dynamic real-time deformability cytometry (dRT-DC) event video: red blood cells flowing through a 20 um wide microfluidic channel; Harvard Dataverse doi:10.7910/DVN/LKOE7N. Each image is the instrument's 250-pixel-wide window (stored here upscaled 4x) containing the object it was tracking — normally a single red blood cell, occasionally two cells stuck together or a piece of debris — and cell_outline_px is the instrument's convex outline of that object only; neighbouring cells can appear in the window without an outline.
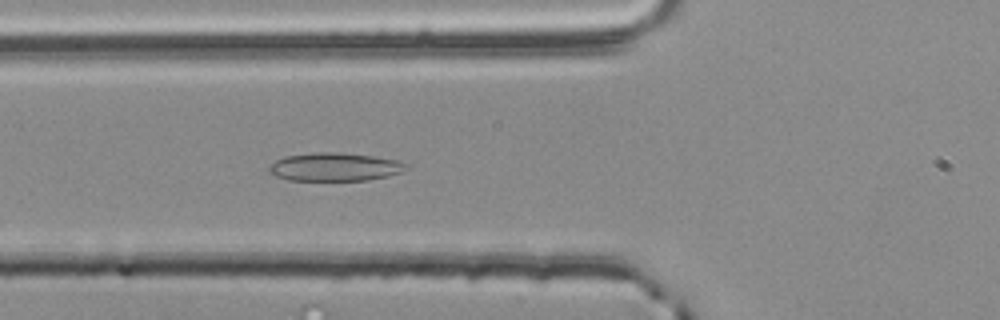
{"species": "common noctule bat (a hibernating species)", "species_latin": "Nyctalus noctula", "temperature_condition": "room temperature", "stored_images_in_passage": 48, "camera_frame_rate_fps": 3000, "um_per_image_px": 0.085, "animal": {"sex": "male", "body_mass_g": 20.4}, "frame": {"image": 1, "passage_image": 12, "time_ms": 3.667, "image_size_px": [1000, 320], "cell_outline_px": [[408, 164], [400, 172], [388, 176], [368, 180], [288, 180], [276, 176], [268, 172], [268, 168], [276, 160], [284, 156], [316, 152], [328, 152], [376, 156], [396, 160]], "centroid_in_image_um": [28.42, 14.19], "position_along_channel_um": 97.4, "area_um2": 22.37}}
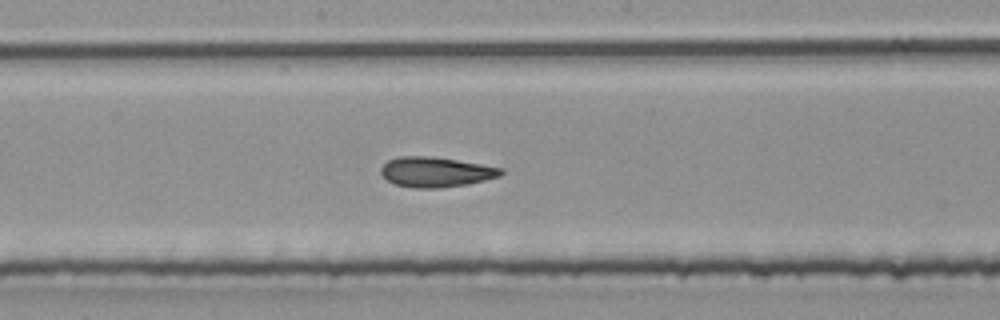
{"frame": {"image": 2, "passage_image": 21, "time_ms": 6.667, "image_size_px": [1000, 320], "cell_outline_px": [[504, 172], [500, 176], [468, 184], [440, 188], [412, 188], [396, 184], [388, 180], [380, 172], [380, 168], [388, 160], [400, 156], [428, 156], [456, 160], [504, 168]], "centroid_in_image_um": [37.05, 14.62], "position_along_channel_um": 211.2, "area_um2": 20.92}}
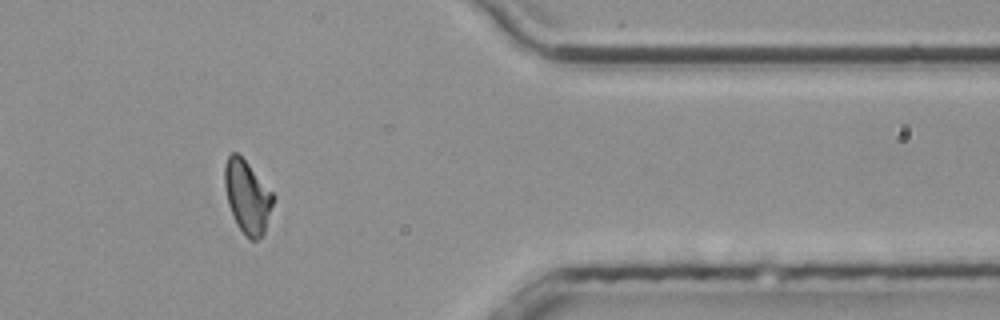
{"frame": {"image": 3, "passage_image": 37, "time_ms": 12.0, "image_size_px": [1000, 320], "cell_outline_px": [[276, 196], [264, 232], [256, 240], [252, 240], [236, 224], [228, 204], [224, 184], [224, 164], [228, 156], [232, 152], [236, 152], [248, 164]], "centroid_in_image_um": [21.02, 16.7], "position_along_channel_um": 390.4, "area_um2": 20.35}, "authors_computed_cell_mechanics": {"area_um2": 20.6924, "velocity_mm_per_s": 3.7875, "shape_relaxation_time_tau1_ms": 9.1791, "shape_relaxation_time_tau2_ms": 1.4288, "deformation_change_tau1": 0.2029, "deformation_change_tau2": 0.0801}}